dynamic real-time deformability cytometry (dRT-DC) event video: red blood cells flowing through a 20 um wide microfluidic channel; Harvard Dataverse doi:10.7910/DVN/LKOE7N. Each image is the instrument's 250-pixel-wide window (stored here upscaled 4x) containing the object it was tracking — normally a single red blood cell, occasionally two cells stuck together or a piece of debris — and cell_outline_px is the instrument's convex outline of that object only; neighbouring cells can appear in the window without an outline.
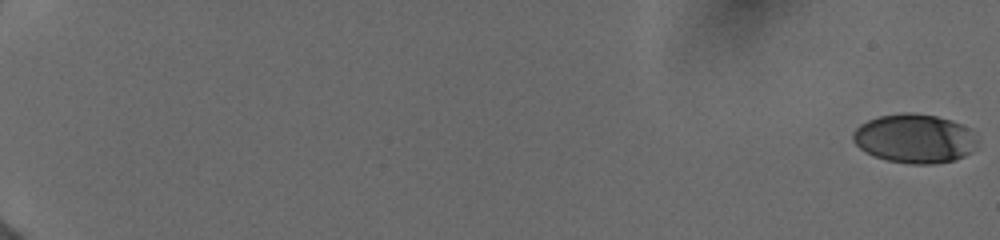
{"species": "human", "species_latin": "Homo sapiens", "temperature_condition": "cold", "stored_images_in_passage": 41, "camera_frame_rate_fps": 3000, "um_per_image_px": 0.085, "donor": {"sex": "female"}, "frame": {"image": 1, "passage_image": 1, "time_ms": 0.0, "image_size_px": [1000, 240], "cell_outline_px": [[980, 140], [972, 152], [964, 156], [952, 160], [932, 164], [912, 164], [888, 160], [876, 156], [860, 148], [852, 140], [852, 132], [860, 124], [868, 120], [880, 116], [900, 112], [912, 112], [936, 116], [952, 120], [972, 128]], "centroid_in_image_um": [77.8, 11.75], "position_along_channel_um": 7.2, "area_um2": 35.89}}
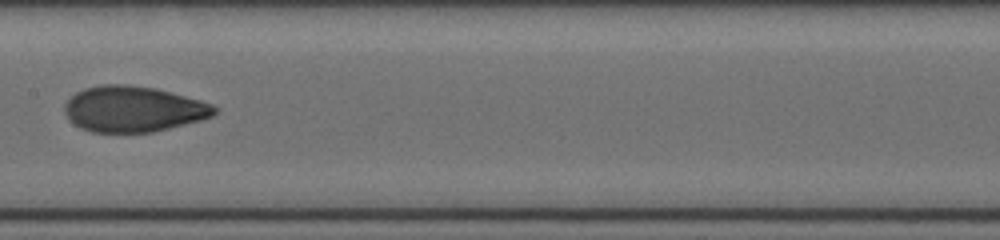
{"frame": {"image": 2, "passage_image": 22, "time_ms": 10.667, "image_size_px": [1000, 240], "cell_outline_px": [[220, 112], [212, 116], [200, 120], [152, 132], [92, 132], [80, 128], [68, 120], [64, 112], [64, 104], [76, 92], [84, 88], [100, 84], [128, 84], [156, 88], [200, 100], [212, 104]], "centroid_in_image_um": [11.31, 9.26], "position_along_channel_um": 196.1, "area_um2": 40.11}}
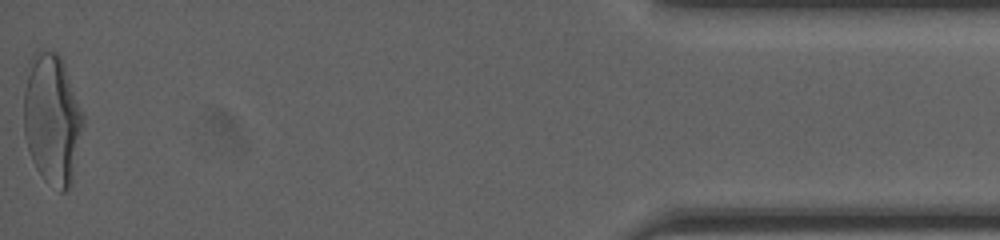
{"frame": {"image": 3, "passage_image": 41, "time_ms": 18.333, "image_size_px": [1000, 240], "cell_outline_px": [[84, 124], [72, 184], [64, 192], [60, 192], [44, 180], [36, 168], [32, 160], [24, 136], [24, 68], [28, 60], [40, 48], [56, 52], [60, 56], [64, 64], [84, 116]], "centroid_in_image_um": [4.41, 10.1], "position_along_channel_um": 430.8, "area_um2": 46.01}, "authors_computed_cell_mechanics": {"area_um2": 38.8994, "velocity_mm_per_s": 3.9908, "shape_relaxation_time_tau1_ms": 4.196, "shape_relaxation_time_tau2_ms": 1.2752, "deformation_change_tau1": 0.1849, "deformation_change_tau2": 0.0551}}